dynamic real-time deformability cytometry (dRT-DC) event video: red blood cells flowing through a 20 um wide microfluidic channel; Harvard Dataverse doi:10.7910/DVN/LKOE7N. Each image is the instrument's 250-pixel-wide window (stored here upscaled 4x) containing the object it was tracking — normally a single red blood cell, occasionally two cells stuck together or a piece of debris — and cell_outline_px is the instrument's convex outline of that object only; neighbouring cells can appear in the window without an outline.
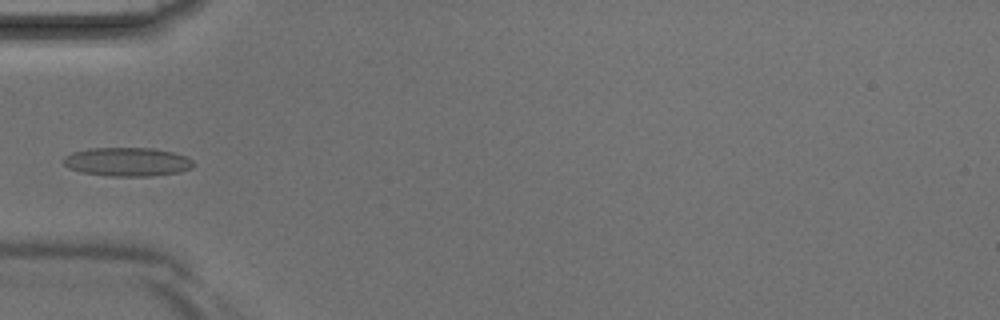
{"species": "Egyptian fruit bat (a non-hibernating species)", "species_latin": "Rousettus aegyptiacus", "temperature_condition": "room temperature", "stored_images_in_passage": 3, "camera_frame_rate_fps": 3000, "um_per_image_px": 0.085, "animal": {"sex": "male"}, "frame": {"image": 1, "passage_image": 3, "time_ms": 0.667, "image_size_px": [1000, 320], "cell_outline_px": [[196, 164], [192, 168], [180, 172], [152, 176], [112, 176], [80, 172], [68, 168], [64, 164], [64, 156], [72, 152], [88, 148], [152, 148], [172, 152], [184, 156], [192, 160]], "centroid_in_image_um": [10.82, 13.76], "position_along_channel_um": 74.2, "area_um2": 21.85}}